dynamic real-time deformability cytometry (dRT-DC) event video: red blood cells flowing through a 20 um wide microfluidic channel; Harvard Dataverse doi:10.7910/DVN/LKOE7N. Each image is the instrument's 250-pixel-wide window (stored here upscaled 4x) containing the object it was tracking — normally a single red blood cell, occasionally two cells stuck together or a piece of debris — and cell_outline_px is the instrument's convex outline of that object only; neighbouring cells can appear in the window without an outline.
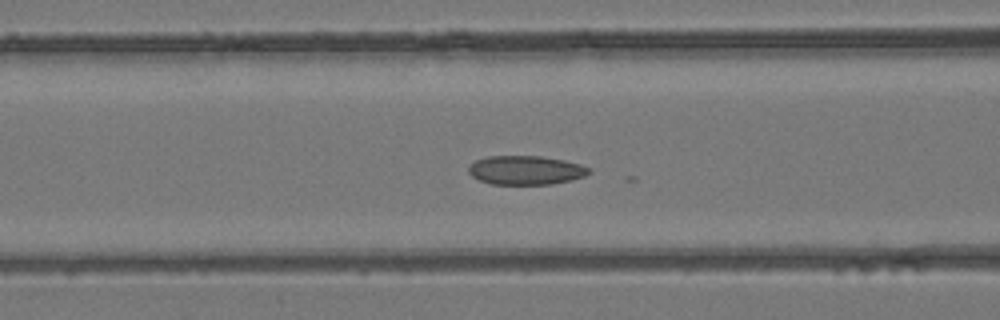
{"species": "common noctule bat (a hibernating species)", "species_latin": "Nyctalus noctula", "temperature_condition": "room temperature", "stored_images_in_passage": 26, "camera_frame_rate_fps": 3000, "um_per_image_px": 0.085, "animal": {"sex": "female", "body_mass_g": 24.6, "forearm_length_mm": 56.2}, "frame": {"image": 1, "passage_image": 21, "time_ms": 6.667, "image_size_px": [1000, 320], "cell_outline_px": [[592, 172], [584, 176], [572, 180], [552, 184], [492, 184], [480, 180], [472, 176], [468, 172], [468, 168], [476, 160], [488, 156], [540, 156], [564, 160], [580, 164], [592, 168]], "centroid_in_image_um": [44.73, 14.46], "position_along_channel_um": 121.9, "area_um2": 20.35}}
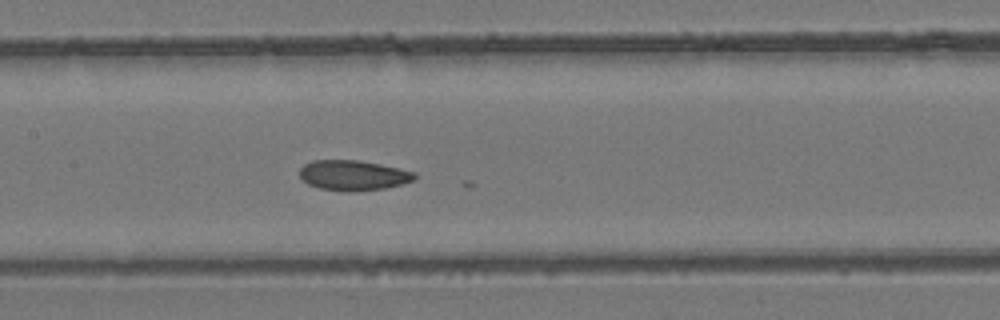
{"frame": {"image": 2, "passage_image": 25, "time_ms": 8.0, "image_size_px": [1000, 320], "cell_outline_px": [[416, 180], [384, 188], [352, 192], [344, 192], [320, 188], [308, 184], [300, 176], [300, 168], [304, 164], [312, 160], [360, 160], [400, 168], [416, 172]], "centroid_in_image_um": [30.04, 14.9], "position_along_channel_um": 177.4, "area_um2": 20.35}}